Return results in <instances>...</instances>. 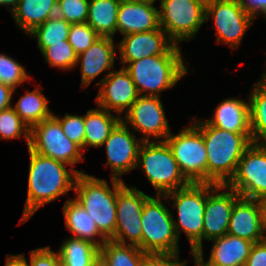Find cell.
Returning a JSON list of instances; mask_svg holds the SVG:
<instances>
[{
    "label": "cell",
    "mask_w": 266,
    "mask_h": 266,
    "mask_svg": "<svg viewBox=\"0 0 266 266\" xmlns=\"http://www.w3.org/2000/svg\"><path fill=\"white\" fill-rule=\"evenodd\" d=\"M28 152V190L21 224L29 220L44 204L74 190L77 175L84 173L74 168H69L68 172L67 164L33 152L29 147Z\"/></svg>",
    "instance_id": "obj_1"
},
{
    "label": "cell",
    "mask_w": 266,
    "mask_h": 266,
    "mask_svg": "<svg viewBox=\"0 0 266 266\" xmlns=\"http://www.w3.org/2000/svg\"><path fill=\"white\" fill-rule=\"evenodd\" d=\"M202 133L207 154V183L227 185L238 163L252 144L251 135L234 133L211 126L206 120L193 121Z\"/></svg>",
    "instance_id": "obj_2"
},
{
    "label": "cell",
    "mask_w": 266,
    "mask_h": 266,
    "mask_svg": "<svg viewBox=\"0 0 266 266\" xmlns=\"http://www.w3.org/2000/svg\"><path fill=\"white\" fill-rule=\"evenodd\" d=\"M112 189L105 179L88 174H78L75 180L74 198L95 221L99 231L111 239L116 229V198L118 179L112 178Z\"/></svg>",
    "instance_id": "obj_3"
},
{
    "label": "cell",
    "mask_w": 266,
    "mask_h": 266,
    "mask_svg": "<svg viewBox=\"0 0 266 266\" xmlns=\"http://www.w3.org/2000/svg\"><path fill=\"white\" fill-rule=\"evenodd\" d=\"M184 62L182 55H157L120 64L130 74L139 95L160 97L161 91L174 87L189 72Z\"/></svg>",
    "instance_id": "obj_4"
},
{
    "label": "cell",
    "mask_w": 266,
    "mask_h": 266,
    "mask_svg": "<svg viewBox=\"0 0 266 266\" xmlns=\"http://www.w3.org/2000/svg\"><path fill=\"white\" fill-rule=\"evenodd\" d=\"M164 198L168 201L173 200L172 204L178 216L177 221L173 219L178 239L181 232H185L192 255L203 252V216L207 199V183H190L184 188L165 194Z\"/></svg>",
    "instance_id": "obj_5"
},
{
    "label": "cell",
    "mask_w": 266,
    "mask_h": 266,
    "mask_svg": "<svg viewBox=\"0 0 266 266\" xmlns=\"http://www.w3.org/2000/svg\"><path fill=\"white\" fill-rule=\"evenodd\" d=\"M140 167L156 189V195H165L190 184L166 141H143L139 148L136 169Z\"/></svg>",
    "instance_id": "obj_6"
},
{
    "label": "cell",
    "mask_w": 266,
    "mask_h": 266,
    "mask_svg": "<svg viewBox=\"0 0 266 266\" xmlns=\"http://www.w3.org/2000/svg\"><path fill=\"white\" fill-rule=\"evenodd\" d=\"M150 196L141 216L142 251L179 254L178 237L171 211L164 205V195Z\"/></svg>",
    "instance_id": "obj_7"
},
{
    "label": "cell",
    "mask_w": 266,
    "mask_h": 266,
    "mask_svg": "<svg viewBox=\"0 0 266 266\" xmlns=\"http://www.w3.org/2000/svg\"><path fill=\"white\" fill-rule=\"evenodd\" d=\"M204 0H160V26L178 45L193 39L205 23Z\"/></svg>",
    "instance_id": "obj_8"
},
{
    "label": "cell",
    "mask_w": 266,
    "mask_h": 266,
    "mask_svg": "<svg viewBox=\"0 0 266 266\" xmlns=\"http://www.w3.org/2000/svg\"><path fill=\"white\" fill-rule=\"evenodd\" d=\"M165 141L185 178L190 183H207V154L200 130L191 123L177 135L171 132Z\"/></svg>",
    "instance_id": "obj_9"
},
{
    "label": "cell",
    "mask_w": 266,
    "mask_h": 266,
    "mask_svg": "<svg viewBox=\"0 0 266 266\" xmlns=\"http://www.w3.org/2000/svg\"><path fill=\"white\" fill-rule=\"evenodd\" d=\"M29 148L69 166H76L84 159L80 152L82 148L65 136L60 122L53 115L30 128Z\"/></svg>",
    "instance_id": "obj_10"
},
{
    "label": "cell",
    "mask_w": 266,
    "mask_h": 266,
    "mask_svg": "<svg viewBox=\"0 0 266 266\" xmlns=\"http://www.w3.org/2000/svg\"><path fill=\"white\" fill-rule=\"evenodd\" d=\"M136 187H128L124 180L118 179L116 198V229L111 240L122 244L136 245L142 250L141 216L145 201L149 198Z\"/></svg>",
    "instance_id": "obj_11"
},
{
    "label": "cell",
    "mask_w": 266,
    "mask_h": 266,
    "mask_svg": "<svg viewBox=\"0 0 266 266\" xmlns=\"http://www.w3.org/2000/svg\"><path fill=\"white\" fill-rule=\"evenodd\" d=\"M214 21L216 42L228 44L231 49L240 46L245 31L252 26L254 19L246 13L238 0H210L205 5V22Z\"/></svg>",
    "instance_id": "obj_12"
},
{
    "label": "cell",
    "mask_w": 266,
    "mask_h": 266,
    "mask_svg": "<svg viewBox=\"0 0 266 266\" xmlns=\"http://www.w3.org/2000/svg\"><path fill=\"white\" fill-rule=\"evenodd\" d=\"M227 186L244 198L266 197V144L252 143L246 149Z\"/></svg>",
    "instance_id": "obj_13"
},
{
    "label": "cell",
    "mask_w": 266,
    "mask_h": 266,
    "mask_svg": "<svg viewBox=\"0 0 266 266\" xmlns=\"http://www.w3.org/2000/svg\"><path fill=\"white\" fill-rule=\"evenodd\" d=\"M121 120L127 126L130 124L135 131L142 133L143 141H150L149 138L152 136L155 141L160 138L165 141L172 132L161 99L157 96L139 95Z\"/></svg>",
    "instance_id": "obj_14"
},
{
    "label": "cell",
    "mask_w": 266,
    "mask_h": 266,
    "mask_svg": "<svg viewBox=\"0 0 266 266\" xmlns=\"http://www.w3.org/2000/svg\"><path fill=\"white\" fill-rule=\"evenodd\" d=\"M221 189L223 191L219 192ZM224 189L228 190L224 191ZM239 197L240 195L227 185L207 183L203 240L211 241L227 234L231 212Z\"/></svg>",
    "instance_id": "obj_15"
},
{
    "label": "cell",
    "mask_w": 266,
    "mask_h": 266,
    "mask_svg": "<svg viewBox=\"0 0 266 266\" xmlns=\"http://www.w3.org/2000/svg\"><path fill=\"white\" fill-rule=\"evenodd\" d=\"M117 47L121 63H131L148 56L182 55L179 45L162 28L124 35Z\"/></svg>",
    "instance_id": "obj_16"
},
{
    "label": "cell",
    "mask_w": 266,
    "mask_h": 266,
    "mask_svg": "<svg viewBox=\"0 0 266 266\" xmlns=\"http://www.w3.org/2000/svg\"><path fill=\"white\" fill-rule=\"evenodd\" d=\"M121 120L112 130L103 145L107 154V165L112 169L111 178L120 177L137 167L138 152L143 140L137 138L133 131Z\"/></svg>",
    "instance_id": "obj_17"
},
{
    "label": "cell",
    "mask_w": 266,
    "mask_h": 266,
    "mask_svg": "<svg viewBox=\"0 0 266 266\" xmlns=\"http://www.w3.org/2000/svg\"><path fill=\"white\" fill-rule=\"evenodd\" d=\"M96 84L100 86L95 99L98 107L109 112L113 110L117 115L127 112L139 96L130 74L124 67L109 71Z\"/></svg>",
    "instance_id": "obj_18"
},
{
    "label": "cell",
    "mask_w": 266,
    "mask_h": 266,
    "mask_svg": "<svg viewBox=\"0 0 266 266\" xmlns=\"http://www.w3.org/2000/svg\"><path fill=\"white\" fill-rule=\"evenodd\" d=\"M159 28V9L153 3L121 0L117 14V32L124 36Z\"/></svg>",
    "instance_id": "obj_19"
},
{
    "label": "cell",
    "mask_w": 266,
    "mask_h": 266,
    "mask_svg": "<svg viewBox=\"0 0 266 266\" xmlns=\"http://www.w3.org/2000/svg\"><path fill=\"white\" fill-rule=\"evenodd\" d=\"M211 241L214 243L207 262L204 261L203 252L193 256L201 266H244L254 244L231 234Z\"/></svg>",
    "instance_id": "obj_20"
},
{
    "label": "cell",
    "mask_w": 266,
    "mask_h": 266,
    "mask_svg": "<svg viewBox=\"0 0 266 266\" xmlns=\"http://www.w3.org/2000/svg\"><path fill=\"white\" fill-rule=\"evenodd\" d=\"M227 234L253 243L264 240L258 199L239 197L234 204Z\"/></svg>",
    "instance_id": "obj_21"
},
{
    "label": "cell",
    "mask_w": 266,
    "mask_h": 266,
    "mask_svg": "<svg viewBox=\"0 0 266 266\" xmlns=\"http://www.w3.org/2000/svg\"><path fill=\"white\" fill-rule=\"evenodd\" d=\"M112 37H99L87 50L77 56L81 63V87L85 88L103 71L113 68L115 47Z\"/></svg>",
    "instance_id": "obj_22"
},
{
    "label": "cell",
    "mask_w": 266,
    "mask_h": 266,
    "mask_svg": "<svg viewBox=\"0 0 266 266\" xmlns=\"http://www.w3.org/2000/svg\"><path fill=\"white\" fill-rule=\"evenodd\" d=\"M211 126L234 133L251 135L250 105L238 98H228L219 103L211 119L206 120Z\"/></svg>",
    "instance_id": "obj_23"
},
{
    "label": "cell",
    "mask_w": 266,
    "mask_h": 266,
    "mask_svg": "<svg viewBox=\"0 0 266 266\" xmlns=\"http://www.w3.org/2000/svg\"><path fill=\"white\" fill-rule=\"evenodd\" d=\"M66 228L73 233L71 237L87 241L98 247L108 240L98 229L90 214L75 199L65 201L63 206ZM101 237L97 241L96 237Z\"/></svg>",
    "instance_id": "obj_24"
},
{
    "label": "cell",
    "mask_w": 266,
    "mask_h": 266,
    "mask_svg": "<svg viewBox=\"0 0 266 266\" xmlns=\"http://www.w3.org/2000/svg\"><path fill=\"white\" fill-rule=\"evenodd\" d=\"M58 0H20L11 12L18 27L27 35L56 15Z\"/></svg>",
    "instance_id": "obj_25"
},
{
    "label": "cell",
    "mask_w": 266,
    "mask_h": 266,
    "mask_svg": "<svg viewBox=\"0 0 266 266\" xmlns=\"http://www.w3.org/2000/svg\"><path fill=\"white\" fill-rule=\"evenodd\" d=\"M121 118L100 107L88 110L84 115V149L88 151L90 146L98 148L103 146Z\"/></svg>",
    "instance_id": "obj_26"
},
{
    "label": "cell",
    "mask_w": 266,
    "mask_h": 266,
    "mask_svg": "<svg viewBox=\"0 0 266 266\" xmlns=\"http://www.w3.org/2000/svg\"><path fill=\"white\" fill-rule=\"evenodd\" d=\"M121 0H90L87 24L101 37L117 33V14Z\"/></svg>",
    "instance_id": "obj_27"
},
{
    "label": "cell",
    "mask_w": 266,
    "mask_h": 266,
    "mask_svg": "<svg viewBox=\"0 0 266 266\" xmlns=\"http://www.w3.org/2000/svg\"><path fill=\"white\" fill-rule=\"evenodd\" d=\"M253 88L248 97L251 139L255 144H266V72Z\"/></svg>",
    "instance_id": "obj_28"
},
{
    "label": "cell",
    "mask_w": 266,
    "mask_h": 266,
    "mask_svg": "<svg viewBox=\"0 0 266 266\" xmlns=\"http://www.w3.org/2000/svg\"><path fill=\"white\" fill-rule=\"evenodd\" d=\"M49 100L42 94L40 88L27 91L12 106L19 117L31 128L33 125L48 119L53 115L48 107Z\"/></svg>",
    "instance_id": "obj_29"
},
{
    "label": "cell",
    "mask_w": 266,
    "mask_h": 266,
    "mask_svg": "<svg viewBox=\"0 0 266 266\" xmlns=\"http://www.w3.org/2000/svg\"><path fill=\"white\" fill-rule=\"evenodd\" d=\"M62 266H92L100 249L90 242L70 237L58 251Z\"/></svg>",
    "instance_id": "obj_30"
},
{
    "label": "cell",
    "mask_w": 266,
    "mask_h": 266,
    "mask_svg": "<svg viewBox=\"0 0 266 266\" xmlns=\"http://www.w3.org/2000/svg\"><path fill=\"white\" fill-rule=\"evenodd\" d=\"M100 253L111 266H140L145 252L136 245L122 244L108 239L101 246Z\"/></svg>",
    "instance_id": "obj_31"
},
{
    "label": "cell",
    "mask_w": 266,
    "mask_h": 266,
    "mask_svg": "<svg viewBox=\"0 0 266 266\" xmlns=\"http://www.w3.org/2000/svg\"><path fill=\"white\" fill-rule=\"evenodd\" d=\"M71 24L60 16H52L42 25L37 26L28 35L35 37L38 47L42 51L52 44L63 43L68 40L69 29Z\"/></svg>",
    "instance_id": "obj_32"
},
{
    "label": "cell",
    "mask_w": 266,
    "mask_h": 266,
    "mask_svg": "<svg viewBox=\"0 0 266 266\" xmlns=\"http://www.w3.org/2000/svg\"><path fill=\"white\" fill-rule=\"evenodd\" d=\"M24 136L29 147L30 127L19 117L11 106L0 112V139H18Z\"/></svg>",
    "instance_id": "obj_33"
},
{
    "label": "cell",
    "mask_w": 266,
    "mask_h": 266,
    "mask_svg": "<svg viewBox=\"0 0 266 266\" xmlns=\"http://www.w3.org/2000/svg\"><path fill=\"white\" fill-rule=\"evenodd\" d=\"M41 53L45 61L51 67H58L62 70H70L77 66V54L68 40L63 43L52 44L44 48Z\"/></svg>",
    "instance_id": "obj_34"
},
{
    "label": "cell",
    "mask_w": 266,
    "mask_h": 266,
    "mask_svg": "<svg viewBox=\"0 0 266 266\" xmlns=\"http://www.w3.org/2000/svg\"><path fill=\"white\" fill-rule=\"evenodd\" d=\"M29 77L25 68L14 58L0 53V82L2 84L16 90L24 81H28Z\"/></svg>",
    "instance_id": "obj_35"
},
{
    "label": "cell",
    "mask_w": 266,
    "mask_h": 266,
    "mask_svg": "<svg viewBox=\"0 0 266 266\" xmlns=\"http://www.w3.org/2000/svg\"><path fill=\"white\" fill-rule=\"evenodd\" d=\"M90 0H58L56 15L70 24L85 23Z\"/></svg>",
    "instance_id": "obj_36"
},
{
    "label": "cell",
    "mask_w": 266,
    "mask_h": 266,
    "mask_svg": "<svg viewBox=\"0 0 266 266\" xmlns=\"http://www.w3.org/2000/svg\"><path fill=\"white\" fill-rule=\"evenodd\" d=\"M98 35L86 22L71 24L68 42L77 55L87 50L98 38Z\"/></svg>",
    "instance_id": "obj_37"
},
{
    "label": "cell",
    "mask_w": 266,
    "mask_h": 266,
    "mask_svg": "<svg viewBox=\"0 0 266 266\" xmlns=\"http://www.w3.org/2000/svg\"><path fill=\"white\" fill-rule=\"evenodd\" d=\"M53 116L60 122V125L63 129V133L65 136L78 144L82 148V153L84 150V137H85V131H84V115H70L66 113L64 117Z\"/></svg>",
    "instance_id": "obj_38"
},
{
    "label": "cell",
    "mask_w": 266,
    "mask_h": 266,
    "mask_svg": "<svg viewBox=\"0 0 266 266\" xmlns=\"http://www.w3.org/2000/svg\"><path fill=\"white\" fill-rule=\"evenodd\" d=\"M178 254L145 252L140 266H187V261L180 262Z\"/></svg>",
    "instance_id": "obj_39"
},
{
    "label": "cell",
    "mask_w": 266,
    "mask_h": 266,
    "mask_svg": "<svg viewBox=\"0 0 266 266\" xmlns=\"http://www.w3.org/2000/svg\"><path fill=\"white\" fill-rule=\"evenodd\" d=\"M29 263L28 266H62L59 253L53 252L50 246L31 250Z\"/></svg>",
    "instance_id": "obj_40"
},
{
    "label": "cell",
    "mask_w": 266,
    "mask_h": 266,
    "mask_svg": "<svg viewBox=\"0 0 266 266\" xmlns=\"http://www.w3.org/2000/svg\"><path fill=\"white\" fill-rule=\"evenodd\" d=\"M244 266H266V240L252 245Z\"/></svg>",
    "instance_id": "obj_41"
},
{
    "label": "cell",
    "mask_w": 266,
    "mask_h": 266,
    "mask_svg": "<svg viewBox=\"0 0 266 266\" xmlns=\"http://www.w3.org/2000/svg\"><path fill=\"white\" fill-rule=\"evenodd\" d=\"M242 9L248 13L254 20L257 14L266 18V0H238Z\"/></svg>",
    "instance_id": "obj_42"
},
{
    "label": "cell",
    "mask_w": 266,
    "mask_h": 266,
    "mask_svg": "<svg viewBox=\"0 0 266 266\" xmlns=\"http://www.w3.org/2000/svg\"><path fill=\"white\" fill-rule=\"evenodd\" d=\"M14 91L0 82V112L12 106L10 102Z\"/></svg>",
    "instance_id": "obj_43"
},
{
    "label": "cell",
    "mask_w": 266,
    "mask_h": 266,
    "mask_svg": "<svg viewBox=\"0 0 266 266\" xmlns=\"http://www.w3.org/2000/svg\"><path fill=\"white\" fill-rule=\"evenodd\" d=\"M5 266H28V261L23 253L18 255L8 254L6 257Z\"/></svg>",
    "instance_id": "obj_44"
},
{
    "label": "cell",
    "mask_w": 266,
    "mask_h": 266,
    "mask_svg": "<svg viewBox=\"0 0 266 266\" xmlns=\"http://www.w3.org/2000/svg\"><path fill=\"white\" fill-rule=\"evenodd\" d=\"M259 201V208H260V213H261V229H262V234L264 237V240H266V197L258 199Z\"/></svg>",
    "instance_id": "obj_45"
},
{
    "label": "cell",
    "mask_w": 266,
    "mask_h": 266,
    "mask_svg": "<svg viewBox=\"0 0 266 266\" xmlns=\"http://www.w3.org/2000/svg\"><path fill=\"white\" fill-rule=\"evenodd\" d=\"M92 266H111L105 257L99 253L94 259Z\"/></svg>",
    "instance_id": "obj_46"
},
{
    "label": "cell",
    "mask_w": 266,
    "mask_h": 266,
    "mask_svg": "<svg viewBox=\"0 0 266 266\" xmlns=\"http://www.w3.org/2000/svg\"><path fill=\"white\" fill-rule=\"evenodd\" d=\"M19 2L20 0H0V5H4L6 7L12 5L11 8H8L10 12H12L17 7Z\"/></svg>",
    "instance_id": "obj_47"
},
{
    "label": "cell",
    "mask_w": 266,
    "mask_h": 266,
    "mask_svg": "<svg viewBox=\"0 0 266 266\" xmlns=\"http://www.w3.org/2000/svg\"><path fill=\"white\" fill-rule=\"evenodd\" d=\"M132 1H141V2H150V3H153L156 1V0H132Z\"/></svg>",
    "instance_id": "obj_48"
},
{
    "label": "cell",
    "mask_w": 266,
    "mask_h": 266,
    "mask_svg": "<svg viewBox=\"0 0 266 266\" xmlns=\"http://www.w3.org/2000/svg\"><path fill=\"white\" fill-rule=\"evenodd\" d=\"M195 266H201L196 260H194Z\"/></svg>",
    "instance_id": "obj_49"
}]
</instances>
